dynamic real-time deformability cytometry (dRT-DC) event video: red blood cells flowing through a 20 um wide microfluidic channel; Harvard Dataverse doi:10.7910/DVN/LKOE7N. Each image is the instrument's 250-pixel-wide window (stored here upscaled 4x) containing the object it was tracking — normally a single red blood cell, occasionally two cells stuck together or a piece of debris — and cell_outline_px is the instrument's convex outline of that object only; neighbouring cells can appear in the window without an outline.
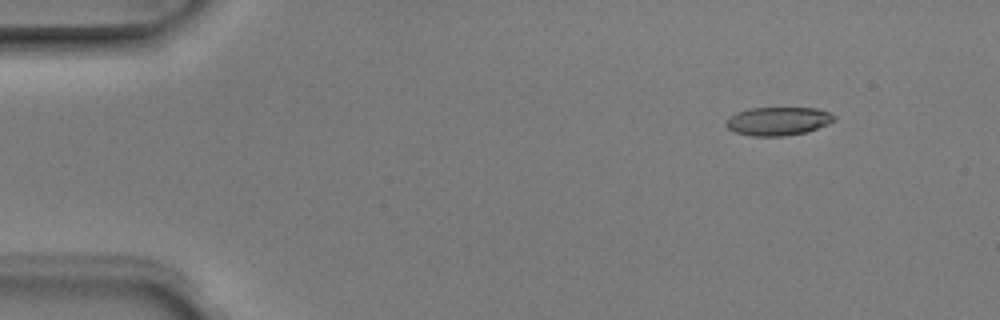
{"species": "Egyptian fruit bat (a non-hibernating species)", "species_latin": "Rousettus aegyptiacus", "temperature_condition": "room temperature", "stored_images_in_passage": 6, "camera_frame_rate_fps": 3000, "um_per_image_px": 0.085, "animal": {"sex": "male"}, "frame": {"image": 1, "passage_image": 2, "time_ms": 0.333, "image_size_px": [1000, 320], "cell_outline_px": [[836, 120], [828, 124], [804, 132], [784, 136], [752, 136], [736, 132], [728, 128], [724, 124], [724, 120], [728, 116], [736, 112], [748, 108], [816, 108], [828, 112], [836, 116]], "centroid_in_image_um": [66.09, 10.29], "position_along_channel_um": 18.9, "area_um2": 17.98}}
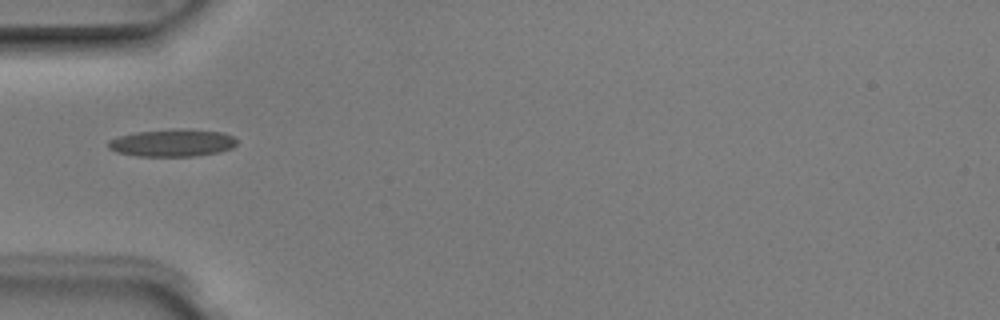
{"frame": {"image": 2, "passage_image": 5, "time_ms": 1.333, "image_size_px": [1000, 320], "cell_outline_px": [[236, 144], [232, 148], [220, 152], [196, 156], [136, 156], [116, 152], [108, 148], [108, 140], [120, 136], [136, 132], [176, 128], [184, 128], [220, 132], [232, 136], [236, 140]], "centroid_in_image_um": [14.64, 12.14], "position_along_channel_um": 70.4, "area_um2": 20.63}}
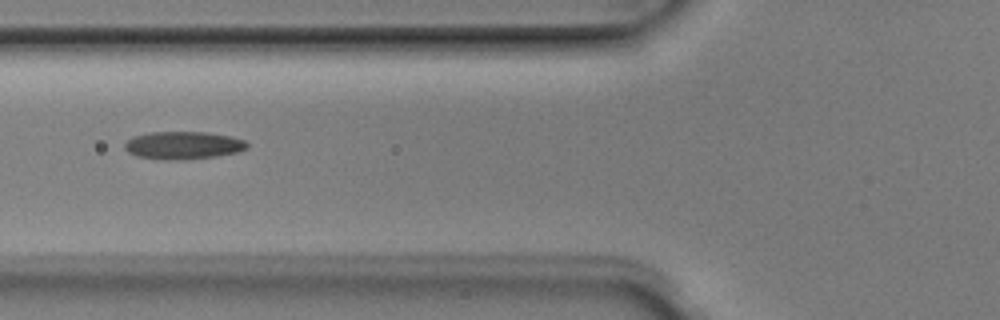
{"frame": {"image": 3, "passage_image": 6, "time_ms": 1.667, "image_size_px": [1000, 320], "cell_outline_px": [[248, 148], [240, 152], [216, 156], [188, 160], [168, 160], [136, 156], [128, 152], [124, 148], [124, 144], [132, 136], [148, 132], [208, 132], [232, 136], [244, 140], [248, 144]], "centroid_in_image_um": [15.59, 12.35], "position_along_channel_um": 110.2, "area_um2": 20.11}}